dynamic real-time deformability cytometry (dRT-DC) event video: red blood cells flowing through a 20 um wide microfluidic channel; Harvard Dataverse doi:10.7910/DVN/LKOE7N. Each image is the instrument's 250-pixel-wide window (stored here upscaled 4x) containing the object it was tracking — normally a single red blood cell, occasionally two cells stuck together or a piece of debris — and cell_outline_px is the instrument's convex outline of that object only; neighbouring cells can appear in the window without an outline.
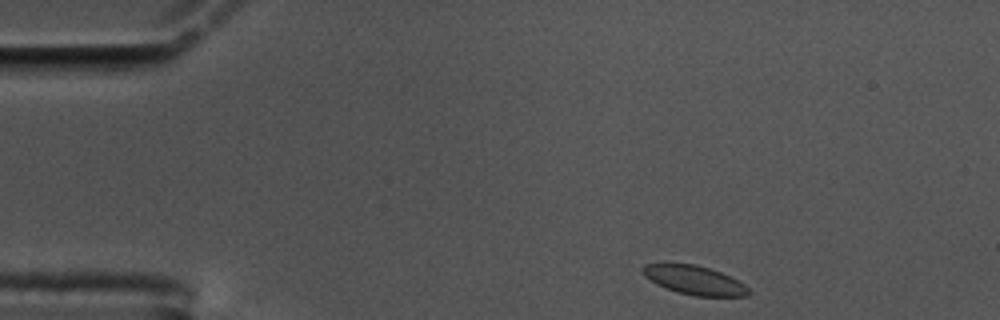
{"species": "common noctule bat (a hibernating species)", "species_latin": "Nyctalus noctula", "temperature_condition": "cold", "stored_images_in_passage": 51, "camera_frame_rate_fps": 3000, "um_per_image_px": 0.085, "animal": {"sex": "male", "body_mass_g": 17.5, "forearm_length_mm": 52.3}, "frame": {"image": 1, "passage_image": 1, "time_ms": 0.0, "image_size_px": [1000, 320], "cell_outline_px": [[748, 296], [696, 296], [676, 292], [664, 288], [656, 284], [644, 276], [640, 268], [644, 264], [696, 264], [720, 272], [744, 284], [748, 288]], "centroid_in_image_um": [58.97, 23.82], "position_along_channel_um": 26.0, "area_um2": 17.69}}
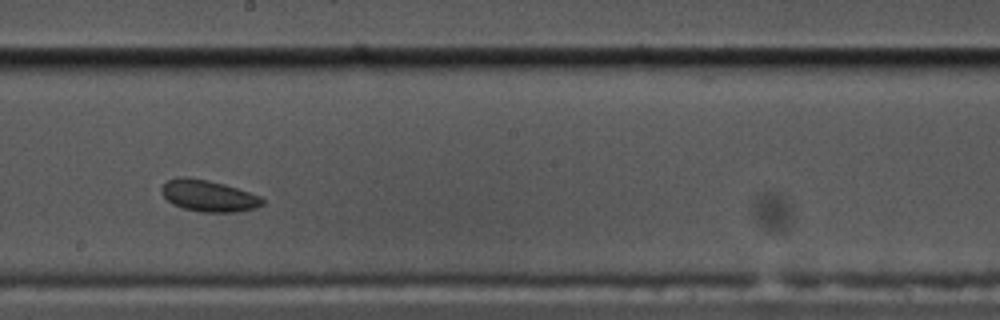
{"frame": {"image": 2, "passage_image": 25, "time_ms": 8.0, "image_size_px": [1000, 320], "cell_outline_px": [[264, 204], [256, 208], [236, 212], [204, 212], [184, 208], [172, 204], [160, 192], [160, 188], [168, 180], [180, 176], [188, 176], [208, 180], [224, 184], [260, 196], [264, 200]], "centroid_in_image_um": [17.71, 16.64], "position_along_channel_um": 230.5, "area_um2": 18.5}}
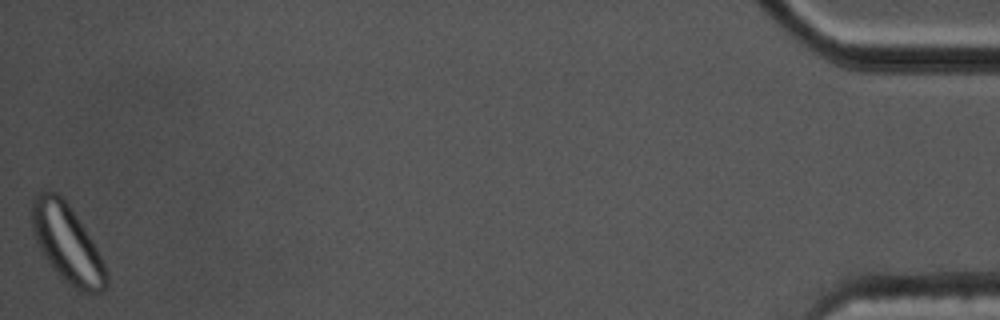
{"frame": {"image": 3, "passage_image": 51, "time_ms": 16.667, "image_size_px": [1000, 320], "cell_outline_px": [[108, 284], [104, 292], [88, 292], [76, 288], [64, 280], [52, 268], [44, 256], [32, 232], [32, 200], [36, 192], [44, 188], [48, 188], [56, 192], [68, 204], [84, 228], [96, 248], [104, 264], [108, 276]], "centroid_in_image_um": [5.68, 20.66], "position_along_channel_um": 429.5, "area_um2": 33.47}, "authors_computed_cell_mechanics": {"area_um2": 18.5538, "velocity_mm_per_s": 3.3922, "shape_relaxation_time_tau1_ms": 4.1687, "shape_relaxation_time_tau2_ms": null, "deformation_change_tau1": 0.0654, "deformation_change_tau2": null}}